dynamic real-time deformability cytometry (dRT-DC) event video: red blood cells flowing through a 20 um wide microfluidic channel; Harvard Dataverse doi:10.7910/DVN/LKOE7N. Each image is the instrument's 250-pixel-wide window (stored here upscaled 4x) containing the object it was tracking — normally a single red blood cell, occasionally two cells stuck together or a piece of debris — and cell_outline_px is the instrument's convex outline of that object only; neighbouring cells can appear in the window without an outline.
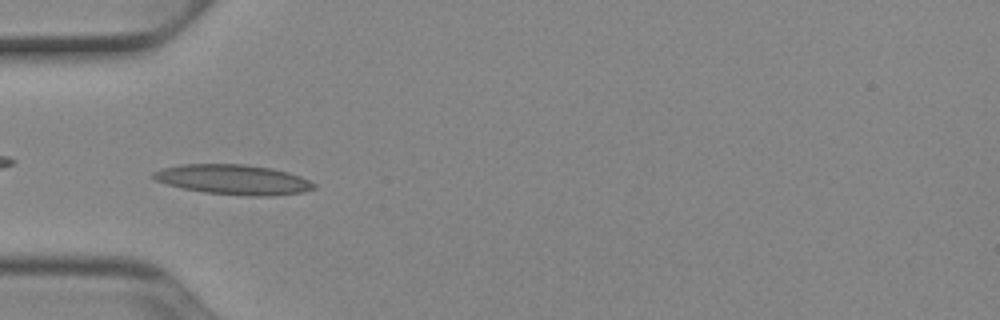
{"species": "Egyptian fruit bat (a non-hibernating species)", "species_latin": "Rousettus aegyptiacus", "temperature_condition": "cold", "stored_images_in_passage": 40, "camera_frame_rate_fps": 3000, "um_per_image_px": 0.085, "animal": {"sex": "female"}, "frame": {"image": 1, "passage_image": 5, "time_ms": 1.333, "image_size_px": [1000, 320], "cell_outline_px": [[316, 188], [300, 192], [272, 196], [248, 196], [204, 192], [184, 188], [168, 184], [156, 180], [152, 176], [152, 172], [160, 168], [180, 164], [244, 164], [272, 168], [288, 172], [300, 176], [316, 184]], "centroid_in_image_um": [19.83, 15.25], "position_along_channel_um": 65.2, "area_um2": 27.98}}
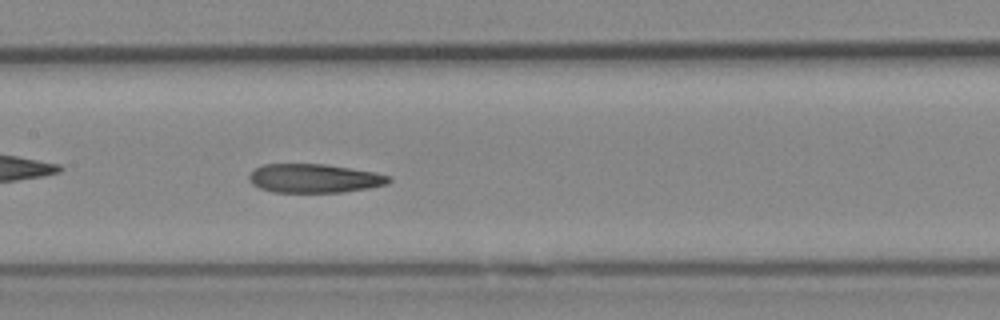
{"frame": {"image": 2, "passage_image": 14, "time_ms": 4.333, "image_size_px": [1000, 320], "cell_outline_px": [[392, 180], [388, 184], [368, 188], [344, 192], [272, 192], [260, 188], [252, 184], [248, 180], [248, 176], [256, 168], [264, 164], [324, 164], [352, 168], [376, 172], [392, 176]], "centroid_in_image_um": [26.75, 15.16], "position_along_channel_um": 180.7, "area_um2": 23.64}}
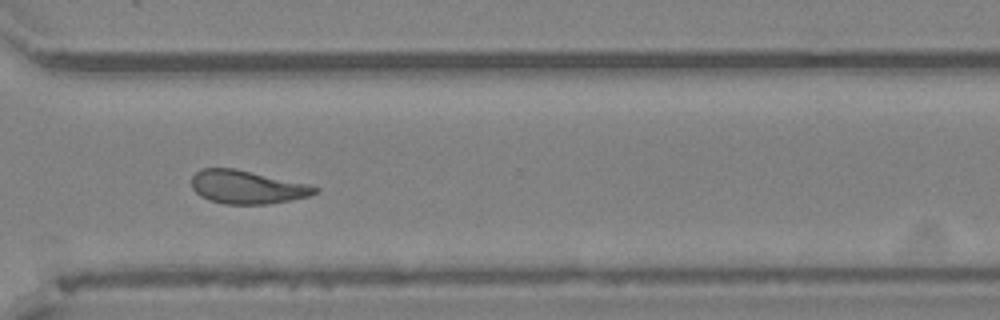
{"frame": {"image": 3, "passage_image": 27, "time_ms": 8.667, "image_size_px": [1000, 320], "cell_outline_px": [[320, 192], [308, 196], [268, 204], [224, 204], [208, 200], [200, 196], [192, 188], [192, 176], [200, 168], [236, 168], [308, 184], [320, 188]], "centroid_in_image_um": [20.99, 15.9], "position_along_channel_um": 349.6, "area_um2": 24.04}, "authors_computed_cell_mechanics": {"area_um2": 24.1026, "velocity_mm_per_s": 3.9028, "shape_relaxation_time_tau1_ms": null, "shape_relaxation_time_tau2_ms": 5.2493, "deformation_change_tau1": null, "deformation_change_tau2": 0.1463}}